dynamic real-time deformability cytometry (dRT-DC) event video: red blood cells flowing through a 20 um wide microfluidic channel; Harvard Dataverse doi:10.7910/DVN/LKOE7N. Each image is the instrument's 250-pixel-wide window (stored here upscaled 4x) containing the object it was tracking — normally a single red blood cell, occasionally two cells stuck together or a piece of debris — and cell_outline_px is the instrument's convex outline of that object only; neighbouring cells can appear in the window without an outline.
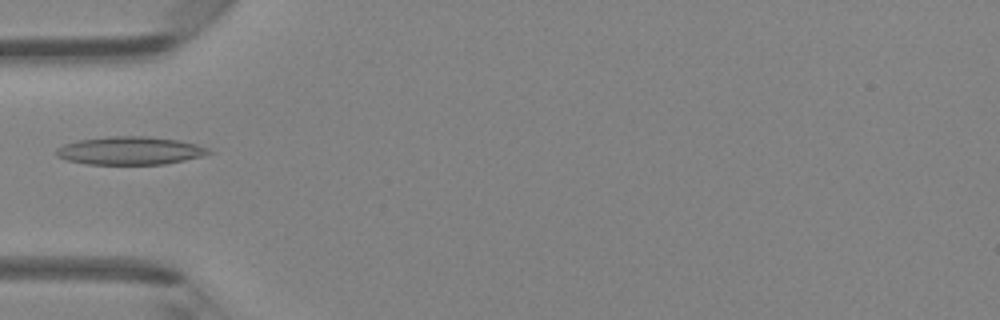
{"species": "Egyptian fruit bat (a non-hibernating species)", "species_latin": "Rousettus aegyptiacus", "temperature_condition": "room temperature", "stored_images_in_passage": 32, "camera_frame_rate_fps": 3000, "um_per_image_px": 0.085, "animal": {"sex": "female"}, "frame": {"image": 1, "passage_image": 1, "time_ms": 0.0, "image_size_px": [1000, 320], "cell_outline_px": [[212, 152], [204, 156], [164, 164], [88, 164], [68, 160], [56, 156], [56, 148], [64, 144], [80, 140], [108, 136], [148, 136], [176, 140], [196, 144], [208, 148]], "centroid_in_image_um": [11.05, 12.8], "position_along_channel_um": 73.9, "area_um2": 24.8}}
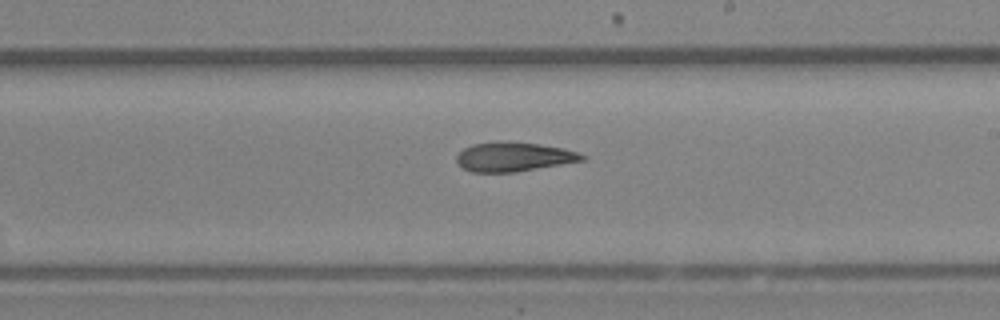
{"frame": {"image": 2, "passage_image": 13, "time_ms": 4.0, "image_size_px": [1000, 320], "cell_outline_px": [[588, 156], [584, 160], [516, 172], [472, 172], [464, 168], [456, 160], [456, 156], [464, 148], [472, 144], [540, 144], [564, 148]], "centroid_in_image_um": [43.7, 13.37], "position_along_channel_um": 245.3, "area_um2": 20.46}}
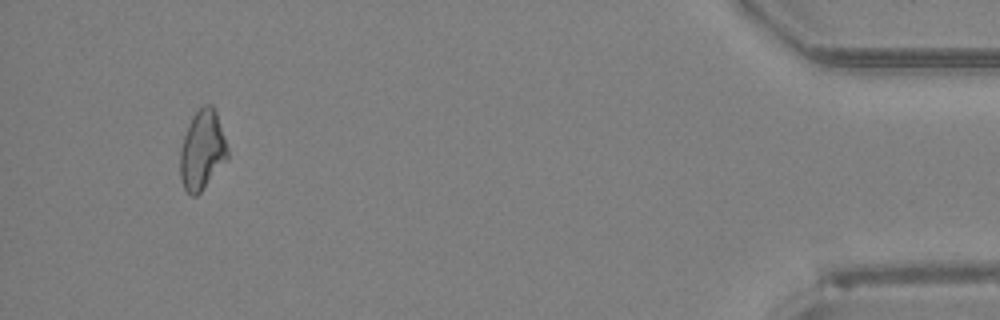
{"frame": {"image": 3, "passage_image": 30, "time_ms": 9.667, "image_size_px": [1000, 320], "cell_outline_px": [[228, 156], [200, 192], [196, 196], [192, 196], [184, 188], [180, 176], [180, 148], [188, 124], [192, 116], [204, 104], [212, 104], [216, 112], [228, 148]], "centroid_in_image_um": [17.16, 12.73], "position_along_channel_um": 418.0, "area_um2": 21.56}}